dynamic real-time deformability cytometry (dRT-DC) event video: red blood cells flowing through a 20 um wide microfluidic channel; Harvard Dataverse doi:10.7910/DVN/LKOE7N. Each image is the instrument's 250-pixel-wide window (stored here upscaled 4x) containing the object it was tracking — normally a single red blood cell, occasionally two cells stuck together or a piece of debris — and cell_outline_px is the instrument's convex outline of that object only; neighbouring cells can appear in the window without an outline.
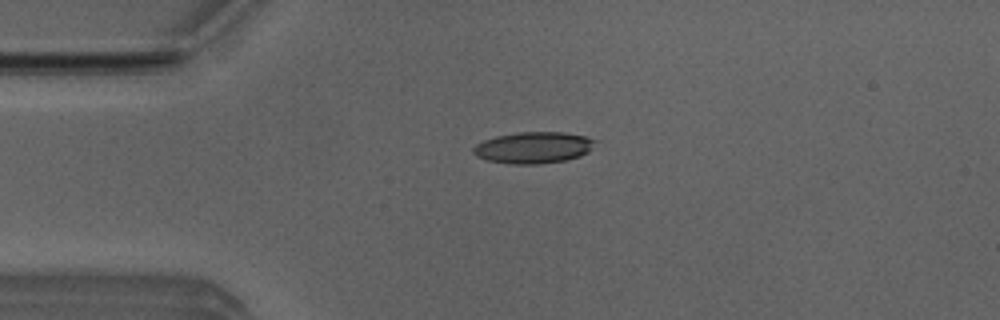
{"species": "Egyptian fruit bat (a non-hibernating species)", "species_latin": "Rousettus aegyptiacus", "temperature_condition": "room temperature", "stored_images_in_passage": 2, "camera_frame_rate_fps": 3000, "um_per_image_px": 0.085, "animal": {"sex": "male"}, "frame": {"image": 1, "passage_image": 2, "time_ms": 0.333, "image_size_px": [1000, 320], "cell_outline_px": [[600, 140], [588, 152], [580, 156], [564, 160], [536, 164], [512, 164], [488, 160], [476, 156], [472, 152], [472, 148], [476, 144], [484, 140], [496, 136], [516, 132], [564, 132], [584, 136]], "centroid_in_image_um": [45.36, 12.53], "position_along_channel_um": 39.6, "area_um2": 22.43}}